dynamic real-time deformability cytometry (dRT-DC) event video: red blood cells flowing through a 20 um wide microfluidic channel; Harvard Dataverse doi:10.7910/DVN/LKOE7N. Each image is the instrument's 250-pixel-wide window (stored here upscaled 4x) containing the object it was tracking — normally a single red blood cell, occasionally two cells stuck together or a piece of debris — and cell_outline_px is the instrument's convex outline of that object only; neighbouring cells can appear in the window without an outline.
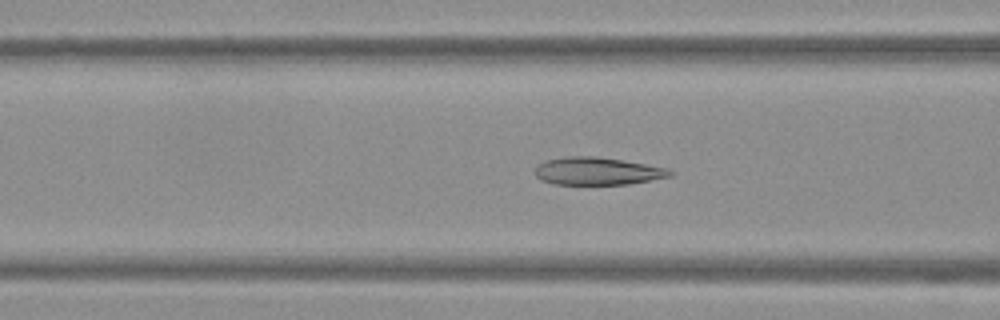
{"species": "Egyptian fruit bat (a non-hibernating species)", "species_latin": "Rousettus aegyptiacus", "temperature_condition": "warm", "stored_images_in_passage": 53, "camera_frame_rate_fps": 3000, "um_per_image_px": 0.085, "frame": {"image": 1, "passage_image": 21, "time_ms": 6.667, "image_size_px": [1000, 320], "cell_outline_px": [[676, 172], [672, 176], [628, 184], [552, 184], [540, 180], [536, 176], [536, 168], [540, 164], [548, 160], [564, 156], [596, 156], [668, 168]], "centroid_in_image_um": [50.8, 14.55], "position_along_channel_um": 115.8, "area_um2": 21.62}}
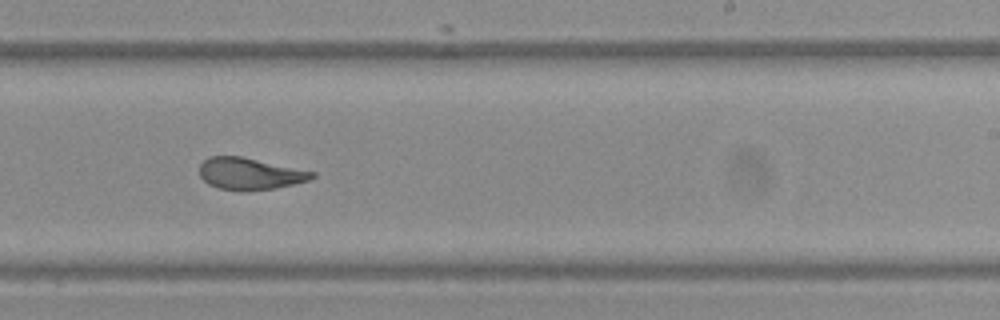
{"frame": {"image": 2, "passage_image": 33, "time_ms": 10.667, "image_size_px": [1000, 320], "cell_outline_px": [[316, 176], [308, 180], [276, 188], [244, 192], [220, 188], [208, 184], [200, 176], [200, 164], [208, 156], [240, 156], [316, 172]], "centroid_in_image_um": [21.22, 14.77], "position_along_channel_um": 267.8, "area_um2": 20.87}}
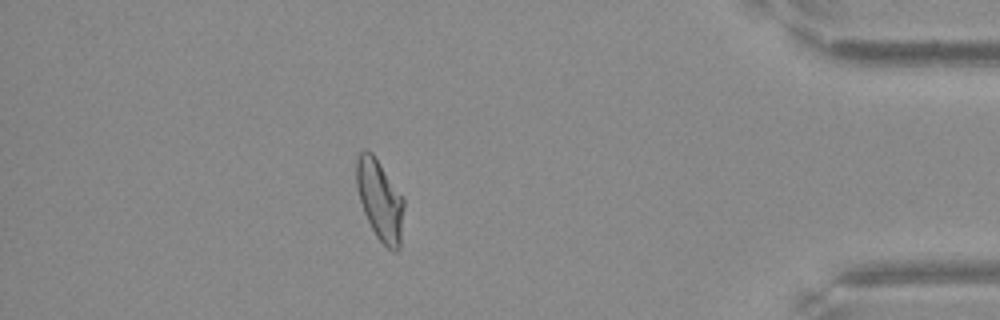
{"frame": {"image": 3, "passage_image": 47, "time_ms": 15.333, "image_size_px": [1000, 320], "cell_outline_px": [[404, 208], [400, 248], [396, 252], [392, 252], [376, 236], [364, 212], [356, 188], [356, 160], [360, 152], [364, 148], [368, 148], [372, 152], [404, 196]], "centroid_in_image_um": [32.3, 16.98], "position_along_channel_um": 402.9, "area_um2": 22.6}, "authors_computed_cell_mechanics": {"area_um2": 22.5998, "velocity_mm_per_s": 3.7939, "shape_relaxation_time_tau1_ms": 5.5125, "shape_relaxation_time_tau2_ms": 1.2365, "deformation_change_tau1": 0.1763, "deformation_change_tau2": 0.0653}}